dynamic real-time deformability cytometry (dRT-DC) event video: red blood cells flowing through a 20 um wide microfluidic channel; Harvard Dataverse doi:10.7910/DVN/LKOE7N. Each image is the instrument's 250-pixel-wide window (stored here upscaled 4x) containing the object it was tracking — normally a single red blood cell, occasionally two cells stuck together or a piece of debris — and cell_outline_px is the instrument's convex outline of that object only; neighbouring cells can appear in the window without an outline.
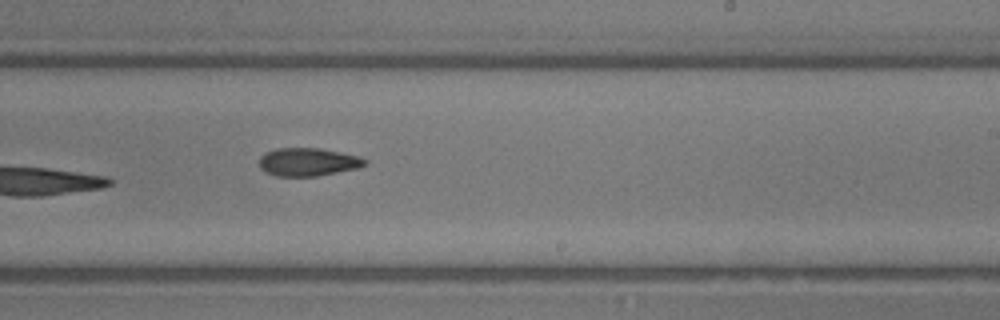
{"species": "common noctule bat (a hibernating species)", "species_latin": "Nyctalus noctula", "temperature_condition": "room temperature", "stored_images_in_passage": 17, "camera_frame_rate_fps": 3000, "um_per_image_px": 0.085, "animal": {"sex": "male", "body_mass_g": 13.3}, "frame": {"image": 1, "passage_image": 17, "time_ms": 5.333, "image_size_px": [1000, 320], "cell_outline_px": [[368, 164], [360, 168], [316, 176], [276, 176], [260, 168], [260, 156], [264, 152], [276, 148], [320, 148], [360, 156], [368, 160]], "centroid_in_image_um": [26.22, 13.76], "position_along_channel_um": 262.8, "area_um2": 17.46}}